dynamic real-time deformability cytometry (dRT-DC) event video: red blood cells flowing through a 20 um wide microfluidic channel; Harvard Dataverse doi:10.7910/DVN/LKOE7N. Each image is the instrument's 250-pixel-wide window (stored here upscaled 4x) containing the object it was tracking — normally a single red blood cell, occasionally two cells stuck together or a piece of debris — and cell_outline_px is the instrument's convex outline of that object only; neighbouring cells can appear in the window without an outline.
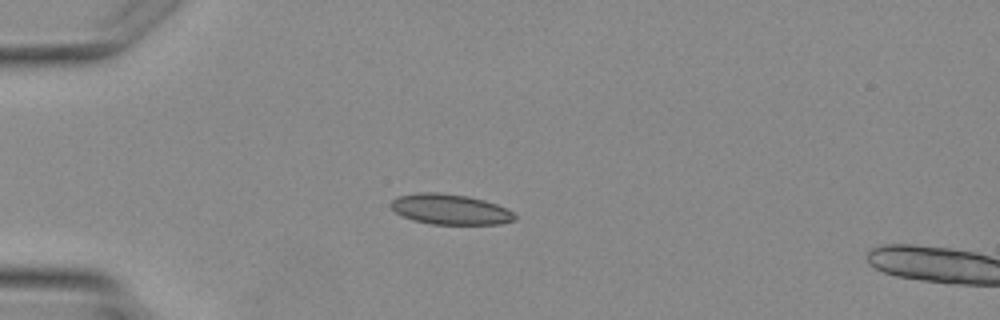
{"species": "Egyptian fruit bat (a non-hibernating species)", "species_latin": "Rousettus aegyptiacus", "temperature_condition": "warm", "stored_images_in_passage": 3, "camera_frame_rate_fps": 3000, "um_per_image_px": 0.085, "animal": {"sex": "female"}, "frame": {"image": 1, "passage_image": 2, "time_ms": 2.333, "image_size_px": [1000, 320], "cell_outline_px": [[516, 220], [500, 224], [432, 224], [412, 220], [396, 212], [388, 204], [392, 200], [400, 196], [420, 192], [436, 192], [468, 196], [484, 200], [496, 204], [512, 212], [516, 216]], "centroid_in_image_um": [38.26, 17.79], "position_along_channel_um": 46.7, "area_um2": 21.79}}